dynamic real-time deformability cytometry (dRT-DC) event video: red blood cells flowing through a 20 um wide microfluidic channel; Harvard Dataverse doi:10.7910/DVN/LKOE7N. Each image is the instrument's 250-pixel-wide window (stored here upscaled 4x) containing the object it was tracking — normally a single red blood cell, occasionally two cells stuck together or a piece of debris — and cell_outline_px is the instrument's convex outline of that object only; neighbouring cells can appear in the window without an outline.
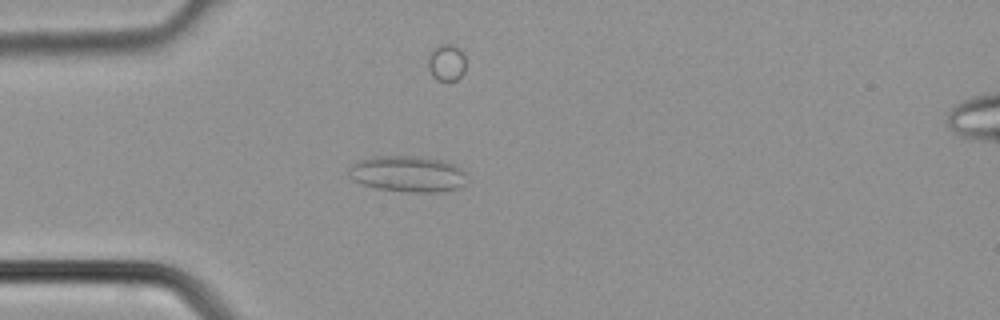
{"species": "common noctule bat (a hibernating species)", "species_latin": "Nyctalus noctula", "temperature_condition": "cold", "stored_images_in_passage": 34, "camera_frame_rate_fps": 3000, "um_per_image_px": 0.085, "animal": {"sex": "male", "body_mass_g": 21.5, "forearm_length_mm": 52.0}, "frame": {"image": 1, "passage_image": 6, "time_ms": 1.667, "image_size_px": [1000, 320], "cell_outline_px": [[468, 180], [460, 188], [440, 192], [408, 192], [376, 188], [360, 184], [352, 180], [348, 176], [348, 168], [356, 160], [372, 156], [416, 156], [444, 160], [460, 168], [464, 172]], "centroid_in_image_um": [34.62, 14.78], "position_along_channel_um": 50.4, "area_um2": 25.32}}